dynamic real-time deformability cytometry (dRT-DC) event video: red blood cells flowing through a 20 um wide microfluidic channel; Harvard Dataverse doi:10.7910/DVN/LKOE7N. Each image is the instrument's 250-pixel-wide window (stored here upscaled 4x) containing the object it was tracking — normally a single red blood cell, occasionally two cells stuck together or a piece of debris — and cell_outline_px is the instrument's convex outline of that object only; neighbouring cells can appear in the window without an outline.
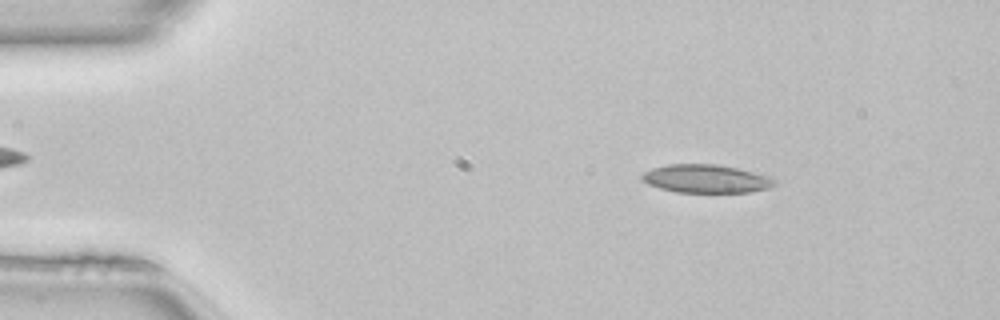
{"species": "common noctule bat (a hibernating species)", "species_latin": "Nyctalus noctula", "temperature_condition": "room temperature", "stored_images_in_passage": 49, "camera_frame_rate_fps": 3000, "um_per_image_px": 0.085, "animal": {"sex": "female", "body_mass_g": 22.7, "forearm_length_mm": 54.2}, "frame": {"image": 1, "passage_image": 7, "time_ms": 2.0, "image_size_px": [1000, 320], "cell_outline_px": [[776, 184], [768, 188], [748, 192], [676, 192], [660, 188], [648, 184], [640, 176], [644, 172], [652, 168], [668, 164], [716, 164], [736, 168], [768, 176], [776, 180]], "centroid_in_image_um": [59.99, 15.19], "position_along_channel_um": 25.0, "area_um2": 21.62}}
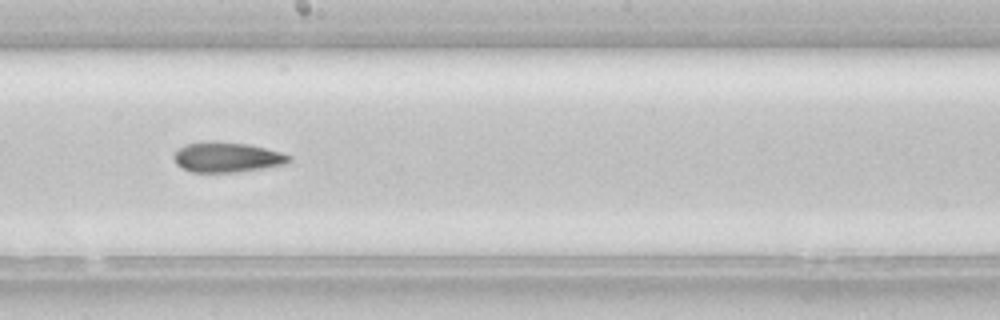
{"frame": {"image": 2, "passage_image": 27, "time_ms": 8.667, "image_size_px": [1000, 320], "cell_outline_px": [[292, 160], [284, 164], [236, 172], [192, 172], [176, 164], [172, 156], [184, 144], [216, 140], [248, 144], [280, 152], [292, 156]], "centroid_in_image_um": [19.27, 13.35], "position_along_channel_um": 228.9, "area_um2": 20.11}}
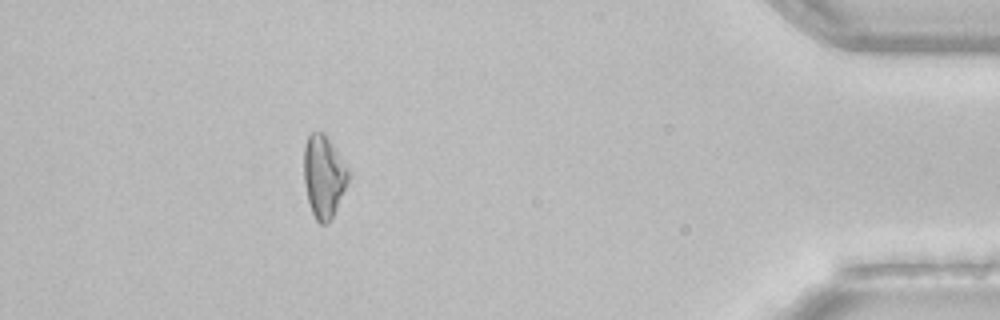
{"frame": {"image": 3, "passage_image": 44, "time_ms": 14.333, "image_size_px": [1000, 320], "cell_outline_px": [[352, 176], [332, 220], [328, 224], [320, 224], [316, 220], [312, 212], [308, 200], [304, 184], [304, 144], [308, 136], [312, 132], [324, 132], [352, 172]], "centroid_in_image_um": [27.56, 15.02], "position_along_channel_um": 407.6, "area_um2": 22.02}, "authors_computed_cell_mechanics": {"area_um2": 21.2126, "velocity_mm_per_s": 4.1131, "shape_relaxation_time_tau1_ms": 8.2576, "shape_relaxation_time_tau2_ms": 11.0032, "deformation_change_tau1": 0.1497, "deformation_change_tau2": 0.1993}}